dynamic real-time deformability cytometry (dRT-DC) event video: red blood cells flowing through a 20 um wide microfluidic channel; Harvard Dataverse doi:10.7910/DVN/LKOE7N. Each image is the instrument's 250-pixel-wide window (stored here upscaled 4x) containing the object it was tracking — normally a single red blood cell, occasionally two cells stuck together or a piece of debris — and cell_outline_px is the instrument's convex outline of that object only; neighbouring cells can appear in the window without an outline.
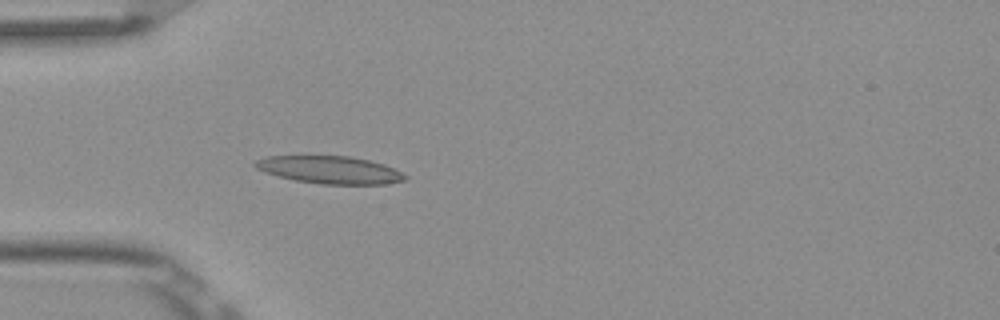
{"species": "Egyptian fruit bat (a non-hibernating species)", "species_latin": "Rousettus aegyptiacus", "temperature_condition": "room temperature", "stored_images_in_passage": 4, "camera_frame_rate_fps": 3000, "um_per_image_px": 0.085, "frame": {"image": 1, "passage_image": 4, "time_ms": 1.0, "image_size_px": [1000, 320], "cell_outline_px": [[408, 180], [384, 184], [320, 184], [296, 180], [264, 172], [256, 168], [252, 164], [256, 160], [268, 156], [348, 156], [368, 160], [384, 164], [408, 176]], "centroid_in_image_um": [28.04, 14.44], "position_along_channel_um": 57.0, "area_um2": 23.93}}